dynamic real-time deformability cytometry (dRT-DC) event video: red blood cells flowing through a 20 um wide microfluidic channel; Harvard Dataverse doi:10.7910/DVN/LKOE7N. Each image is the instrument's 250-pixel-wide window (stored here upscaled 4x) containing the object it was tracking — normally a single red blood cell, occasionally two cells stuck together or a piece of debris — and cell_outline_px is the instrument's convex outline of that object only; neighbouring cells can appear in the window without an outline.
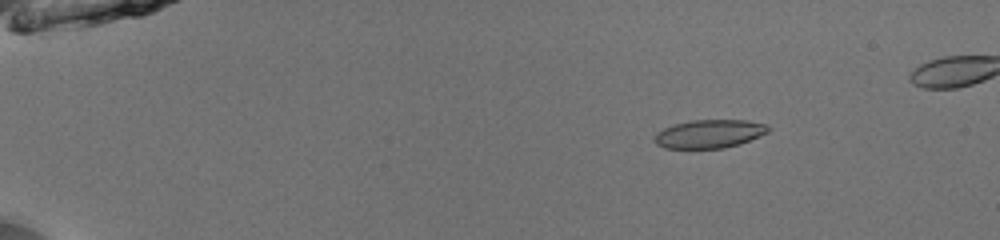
{"species": "common noctule bat (a hibernating species)", "species_latin": "Nyctalus noctula", "temperature_condition": "room temperature", "stored_images_in_passage": 53, "segment_of_instrument_passage": [1, 2], "camera_frame_rate_fps": 3000, "um_per_image_px": 0.085, "animal": {"sex": "male", "body_mass_g": 13.0, "forearm_length_mm": 53.1}, "frame": {"image": 1, "passage_image": 9, "time_ms": 2.667, "image_size_px": [1000, 240], "cell_outline_px": [[772, 128], [768, 132], [740, 144], [724, 148], [664, 148], [656, 144], [652, 140], [652, 136], [656, 132], [664, 128], [676, 124], [692, 120], [744, 120], [768, 124]], "centroid_in_image_um": [60.28, 11.38], "position_along_channel_um": 24.7, "area_um2": 18.96}}
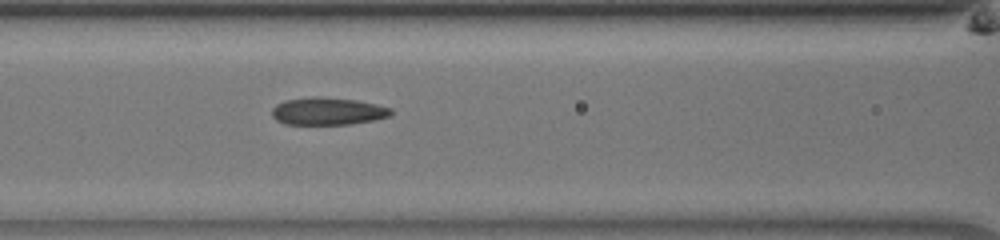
{"frame": {"image": 2, "passage_image": 25, "time_ms": 8.0, "image_size_px": [1000, 240], "cell_outline_px": [[392, 112], [388, 116], [376, 120], [352, 124], [284, 124], [276, 120], [272, 116], [272, 108], [276, 104], [284, 100], [312, 96], [320, 96], [356, 100], [376, 104], [392, 108]], "centroid_in_image_um": [27.84, 9.45], "position_along_channel_um": 138.8, "area_um2": 19.25}}
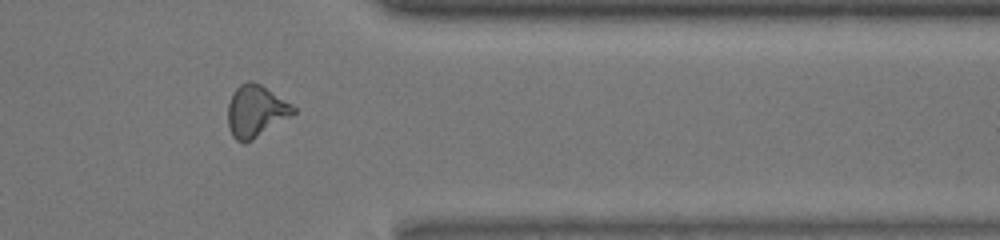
{"frame": {"image": 3, "passage_image": 44, "time_ms": 14.333, "image_size_px": [1000, 240], "cell_outline_px": [[296, 112], [292, 116], [252, 140], [244, 144], [236, 140], [232, 136], [228, 128], [228, 104], [232, 92], [240, 84], [248, 80], [252, 80], [260, 84], [292, 104], [296, 108]], "centroid_in_image_um": [21.73, 9.45], "position_along_channel_um": 389.7, "area_um2": 20.0}}